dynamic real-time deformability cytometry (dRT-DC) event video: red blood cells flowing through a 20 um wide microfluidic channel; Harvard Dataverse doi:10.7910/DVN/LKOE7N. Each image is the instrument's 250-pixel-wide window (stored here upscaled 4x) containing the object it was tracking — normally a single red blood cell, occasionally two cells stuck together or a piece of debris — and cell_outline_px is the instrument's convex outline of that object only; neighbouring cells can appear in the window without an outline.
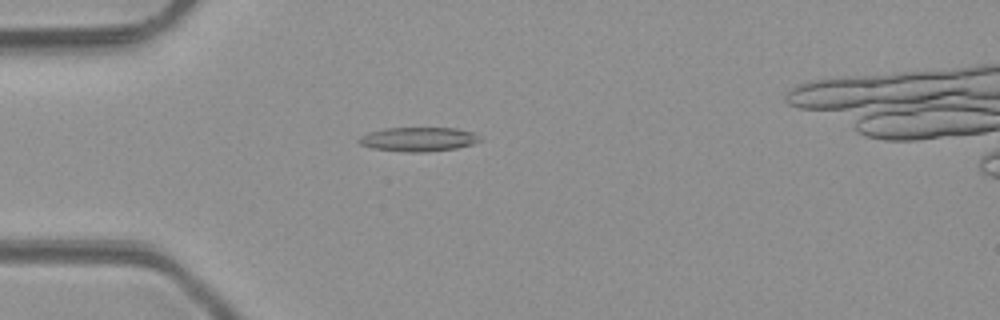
{"species": "common noctule bat (a hibernating species)", "species_latin": "Nyctalus noctula", "temperature_condition": "room temperature", "stored_images_in_passage": 3, "camera_frame_rate_fps": 3000, "um_per_image_px": 0.085, "animal": {"sex": "male", "body_mass_g": 23.1, "forearm_length_mm": 52.7}, "frame": {"image": 1, "passage_image": 3, "time_ms": 2.333, "image_size_px": [1000, 320], "cell_outline_px": [[480, 140], [472, 144], [456, 148], [424, 152], [412, 152], [372, 148], [360, 144], [356, 140], [360, 136], [368, 132], [384, 128], [456, 128], [472, 132]], "centroid_in_image_um": [35.49, 11.83], "position_along_channel_um": 49.5, "area_um2": 16.82}}